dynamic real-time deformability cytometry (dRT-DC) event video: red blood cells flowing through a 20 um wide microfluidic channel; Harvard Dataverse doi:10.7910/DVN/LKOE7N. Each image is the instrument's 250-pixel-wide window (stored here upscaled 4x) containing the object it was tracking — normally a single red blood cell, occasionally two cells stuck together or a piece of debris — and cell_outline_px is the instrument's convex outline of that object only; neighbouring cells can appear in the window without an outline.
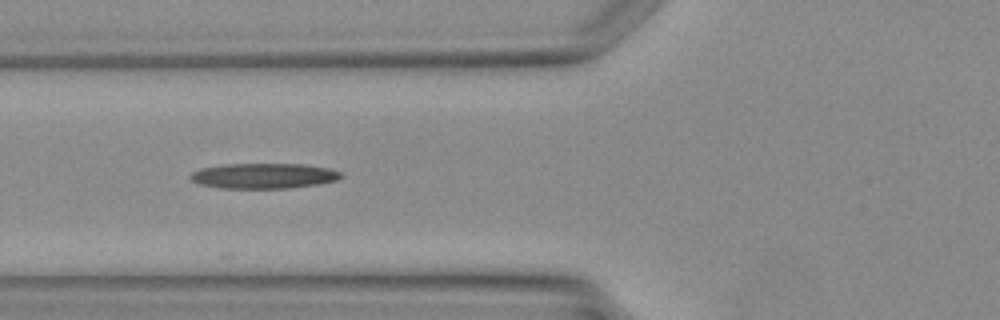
{"species": "Egyptian fruit bat (a non-hibernating species)", "species_latin": "Rousettus aegyptiacus", "temperature_condition": "warm", "stored_images_in_passage": 4, "camera_frame_rate_fps": 3000, "um_per_image_px": 0.085, "animal": {"sex": "female"}, "frame": {"image": 1, "passage_image": 4, "time_ms": 3.667, "image_size_px": [1000, 320], "cell_outline_px": [[344, 176], [336, 180], [320, 184], [288, 188], [220, 188], [196, 184], [188, 176], [192, 172], [200, 168], [224, 164], [304, 164], [328, 168], [340, 172]], "centroid_in_image_um": [22.38, 14.95], "position_along_channel_um": 103.4, "area_um2": 22.37}}